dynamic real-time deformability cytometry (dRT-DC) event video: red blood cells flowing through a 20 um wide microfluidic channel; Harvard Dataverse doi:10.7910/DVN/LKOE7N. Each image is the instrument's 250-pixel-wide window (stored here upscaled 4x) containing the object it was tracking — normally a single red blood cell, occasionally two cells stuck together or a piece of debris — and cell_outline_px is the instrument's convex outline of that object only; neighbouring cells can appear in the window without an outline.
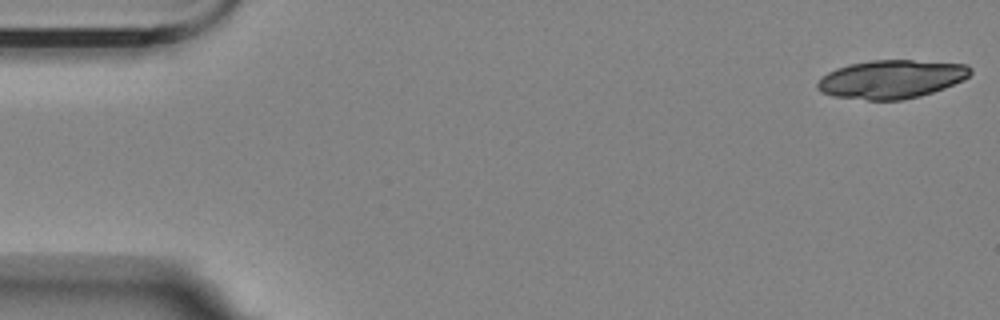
{"species": "Egyptian fruit bat (a non-hibernating species)", "species_latin": "Rousettus aegyptiacus", "temperature_condition": "room temperature", "stored_images_in_passage": 15, "camera_frame_rate_fps": 3000, "um_per_image_px": 0.085, "animal": {"sex": "female"}, "frame": {"image": 1, "passage_image": 1, "time_ms": 0.0, "image_size_px": [1000, 320], "cell_outline_px": [[972, 72], [964, 80], [944, 88], [920, 96], [900, 100], [868, 100], [832, 96], [820, 92], [816, 88], [816, 84], [828, 72], [836, 68], [848, 64], [872, 60], [912, 60], [968, 64], [972, 68]], "centroid_in_image_um": [75.77, 6.73], "position_along_channel_um": 9.2, "area_um2": 34.39}}